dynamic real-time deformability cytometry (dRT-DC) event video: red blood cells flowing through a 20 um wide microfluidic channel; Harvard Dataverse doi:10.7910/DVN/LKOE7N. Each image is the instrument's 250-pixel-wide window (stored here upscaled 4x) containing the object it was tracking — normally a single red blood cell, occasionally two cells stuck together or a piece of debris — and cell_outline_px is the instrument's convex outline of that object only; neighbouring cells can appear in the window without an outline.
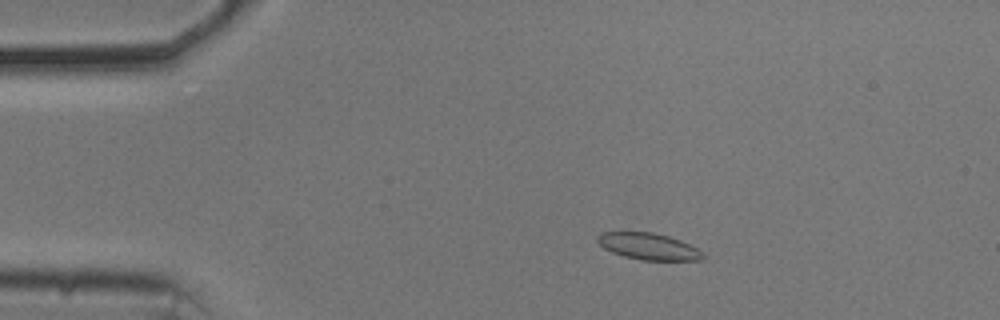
{"species": "common noctule bat (a hibernating species)", "species_latin": "Nyctalus noctula", "temperature_condition": "cold", "stored_images_in_passage": 17, "camera_frame_rate_fps": 3000, "um_per_image_px": 0.085, "animal": {"sex": "male", "body_mass_g": 20.5, "forearm_length_mm": 52.5}, "frame": {"image": 1, "passage_image": 1, "time_ms": 0.0, "image_size_px": [1000, 320], "cell_outline_px": [[704, 256], [700, 260], [640, 260], [624, 256], [612, 252], [604, 248], [596, 240], [596, 236], [600, 232], [652, 232], [668, 236], [680, 240], [696, 248]], "centroid_in_image_um": [55.07, 20.93], "position_along_channel_um": 29.9, "area_um2": 16.18}}
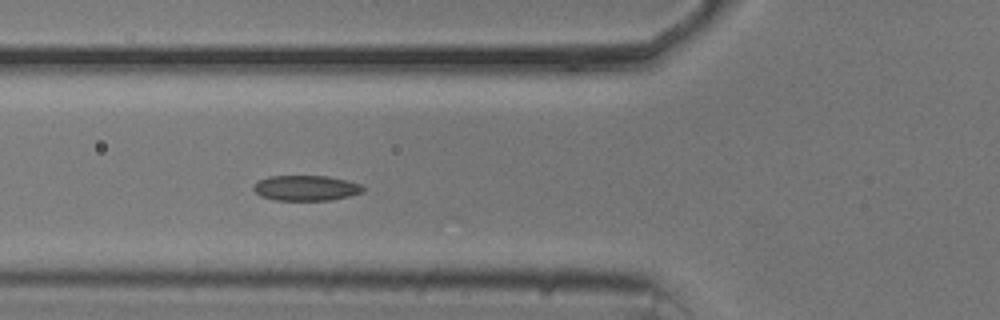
{"frame": {"image": 2, "passage_image": 11, "time_ms": 3.333, "image_size_px": [1000, 320], "cell_outline_px": [[364, 192], [332, 200], [276, 200], [260, 196], [252, 188], [252, 184], [268, 176], [328, 176], [348, 180], [360, 184], [364, 188]], "centroid_in_image_um": [26.0, 15.98], "position_along_channel_um": 99.8, "area_um2": 16.24}}
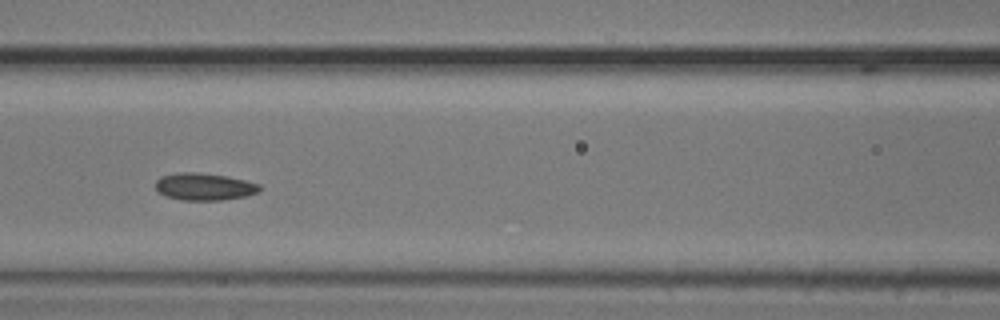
{"frame": {"image": 3, "passage_image": 15, "time_ms": 4.667, "image_size_px": [1000, 320], "cell_outline_px": [[260, 192], [244, 196], [224, 200], [180, 200], [168, 196], [160, 192], [156, 188], [156, 180], [160, 176], [180, 172], [200, 172], [224, 176], [244, 180], [260, 184]], "centroid_in_image_um": [17.37, 15.86], "position_along_channel_um": 149.2, "area_um2": 16.42}}